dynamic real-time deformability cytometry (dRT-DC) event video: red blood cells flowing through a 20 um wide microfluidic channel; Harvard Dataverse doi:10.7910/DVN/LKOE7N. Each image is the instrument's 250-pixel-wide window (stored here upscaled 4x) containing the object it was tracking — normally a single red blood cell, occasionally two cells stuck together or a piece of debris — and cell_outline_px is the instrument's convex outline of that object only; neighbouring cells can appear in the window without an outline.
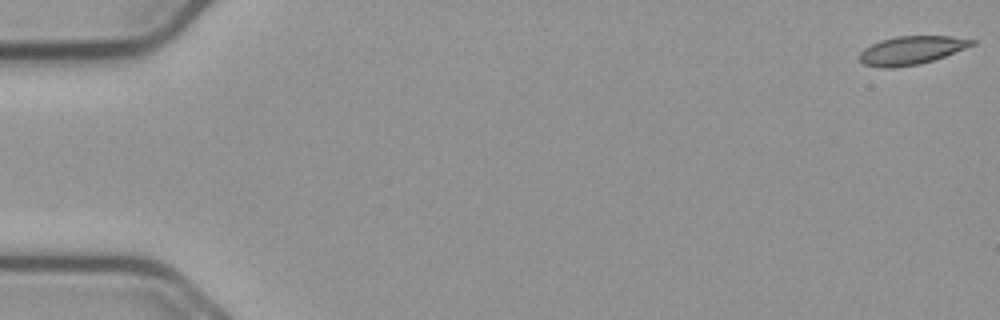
{"species": "common noctule bat (a hibernating species)", "species_latin": "Nyctalus noctula", "temperature_condition": "cold", "stored_images_in_passage": 57, "camera_frame_rate_fps": 3000, "um_per_image_px": 0.085, "animal": {"sex": "male", "body_mass_g": 23.1, "forearm_length_mm": 52.7}, "frame": {"image": 1, "passage_image": 1, "time_ms": 0.0, "image_size_px": [1000, 320], "cell_outline_px": [[976, 44], [944, 56], [920, 64], [892, 68], [880, 68], [864, 64], [860, 60], [860, 52], [864, 48], [880, 40], [896, 36], [952, 36], [976, 40]], "centroid_in_image_um": [77.46, 4.27], "position_along_channel_um": 7.5, "area_um2": 18.55}}
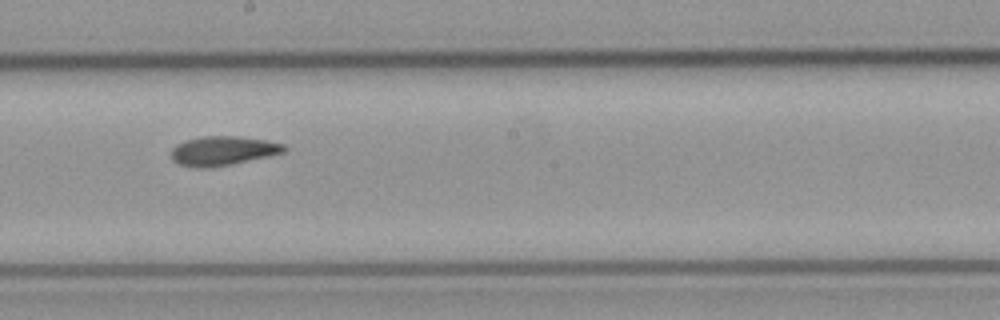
{"frame": {"image": 2, "passage_image": 32, "time_ms": 10.333, "image_size_px": [1000, 320], "cell_outline_px": [[288, 148], [284, 152], [268, 156], [232, 164], [208, 168], [196, 168], [180, 164], [172, 160], [172, 148], [176, 144], [184, 140], [200, 136], [240, 136], [264, 140], [284, 144]], "centroid_in_image_um": [18.92, 12.81], "position_along_channel_um": 229.3, "area_um2": 19.31}}
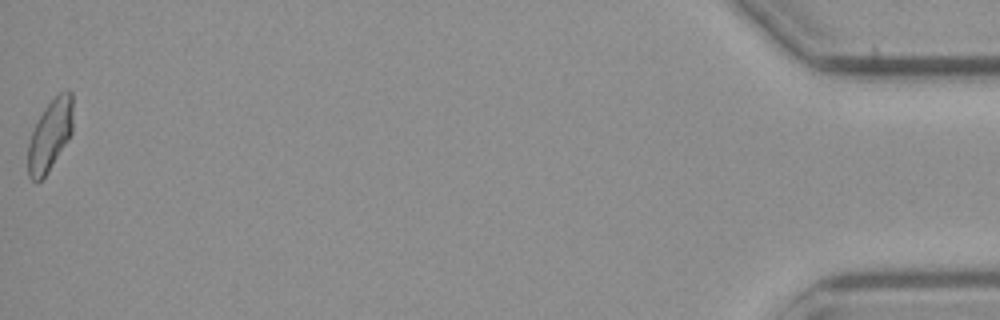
{"frame": {"image": 3, "passage_image": 57, "time_ms": 18.667, "image_size_px": [1000, 320], "cell_outline_px": [[72, 132], [52, 164], [44, 176], [40, 180], [32, 180], [28, 176], [28, 144], [32, 132], [44, 108], [60, 92], [68, 88], [72, 92]], "centroid_in_image_um": [4.25, 11.45], "position_along_channel_um": 430.9, "area_um2": 18.15}, "authors_computed_cell_mechanics": {"area_um2": 19.074, "velocity_mm_per_s": 3.6456, "shape_relaxation_time_tau1_ms": null, "shape_relaxation_time_tau2_ms": 4.3499, "deformation_change_tau1": null, "deformation_change_tau2": 0.0896}}